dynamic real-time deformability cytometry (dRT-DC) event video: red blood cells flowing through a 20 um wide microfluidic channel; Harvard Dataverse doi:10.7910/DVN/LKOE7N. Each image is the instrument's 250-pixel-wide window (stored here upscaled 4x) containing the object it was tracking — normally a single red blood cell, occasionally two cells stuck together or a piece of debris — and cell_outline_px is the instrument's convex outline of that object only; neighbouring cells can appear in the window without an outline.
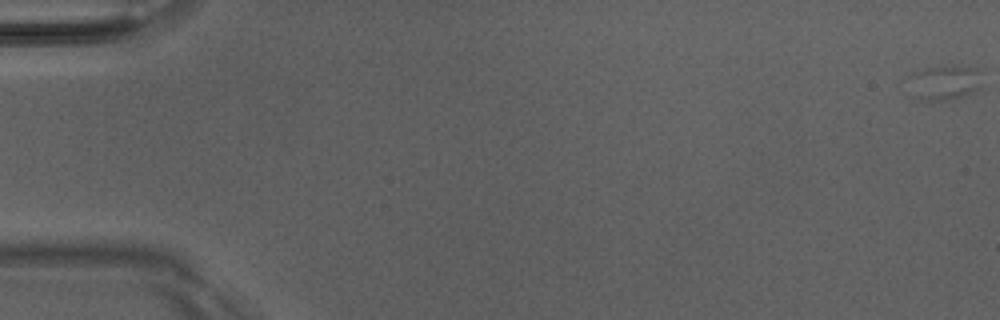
{"species": "Egyptian fruit bat (a non-hibernating species)", "species_latin": "Rousettus aegyptiacus", "temperature_condition": "room temperature", "stored_images_in_passage": 11, "camera_frame_rate_fps": 3000, "um_per_image_px": 0.085, "animal": {"sex": "male"}, "frame": {"image": 1, "passage_image": 1, "time_ms": 0.0, "image_size_px": [1000, 320], "cell_outline_px": [[980, 88], [964, 96], [944, 100], [928, 100], [912, 96], [916, 72], [928, 68], [976, 68]], "centroid_in_image_um": [80.33, 7.08], "position_along_channel_um": 4.7, "area_um2": 13.35}}